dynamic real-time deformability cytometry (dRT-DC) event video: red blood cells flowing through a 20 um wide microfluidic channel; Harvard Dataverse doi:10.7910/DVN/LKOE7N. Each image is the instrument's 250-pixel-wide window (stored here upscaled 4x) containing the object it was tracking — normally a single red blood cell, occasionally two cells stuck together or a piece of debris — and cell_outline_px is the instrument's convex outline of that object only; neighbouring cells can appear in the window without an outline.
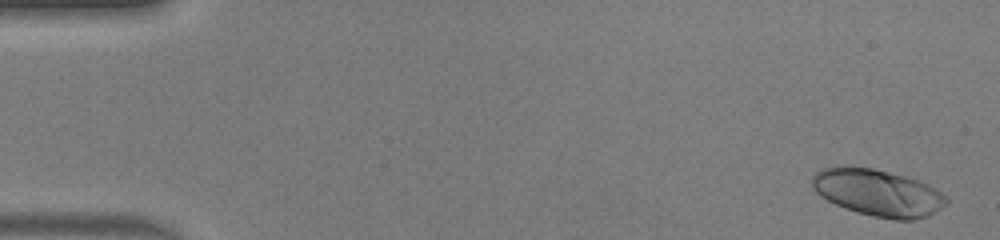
{"species": "human", "species_latin": "Homo sapiens", "temperature_condition": "warm", "stored_images_in_passage": 50, "camera_frame_rate_fps": 3000, "um_per_image_px": 0.085, "donor": {"sex": "male"}, "frame": {"image": 1, "passage_image": 2, "time_ms": 0.333, "image_size_px": [1000, 240], "cell_outline_px": [[948, 200], [940, 208], [928, 216], [916, 220], [892, 220], [872, 216], [856, 212], [844, 208], [820, 196], [812, 188], [812, 176], [820, 168], [872, 168], [920, 180], [928, 184], [940, 192]], "centroid_in_image_um": [74.62, 16.41], "position_along_channel_um": 10.4, "area_um2": 36.24}}
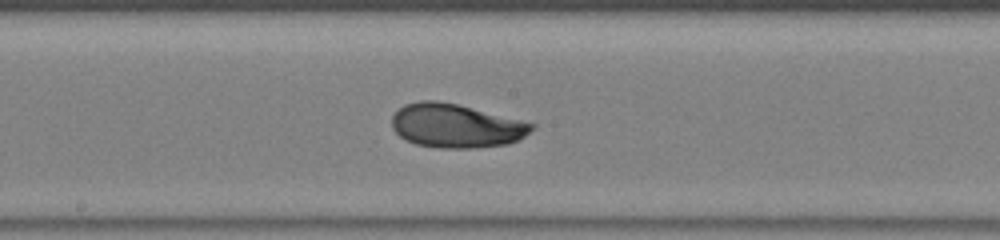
{"frame": {"image": 2, "passage_image": 27, "time_ms": 8.667, "image_size_px": [1000, 240], "cell_outline_px": [[536, 128], [520, 140], [508, 144], [472, 148], [440, 148], [416, 144], [404, 140], [392, 128], [392, 116], [404, 104], [420, 100], [436, 100], [456, 104], [536, 124]], "centroid_in_image_um": [38.76, 10.7], "position_along_channel_um": 209.4, "area_um2": 35.72}}
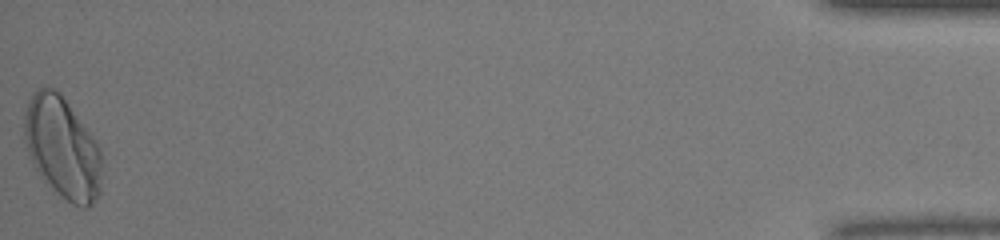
{"frame": {"image": 3, "passage_image": 50, "time_ms": 16.333, "image_size_px": [1000, 240], "cell_outline_px": [[100, 192], [92, 204], [88, 208], [80, 208], [72, 204], [44, 180], [40, 176], [32, 164], [28, 156], [24, 140], [24, 112], [28, 100], [32, 92], [36, 88], [56, 88], [60, 92], [96, 140], [100, 148]], "centroid_in_image_um": [5.27, 12.53], "position_along_channel_um": 429.9, "area_um2": 45.95}, "authors_computed_cell_mechanics": {"area_um2": 35.1713, "velocity_mm_per_s": 4.1448, "shape_relaxation_time_tau1_ms": 4.424, "shape_relaxation_time_tau2_ms": 0.8559, "deformation_change_tau1": 0.1964, "deformation_change_tau2": 0.05}}